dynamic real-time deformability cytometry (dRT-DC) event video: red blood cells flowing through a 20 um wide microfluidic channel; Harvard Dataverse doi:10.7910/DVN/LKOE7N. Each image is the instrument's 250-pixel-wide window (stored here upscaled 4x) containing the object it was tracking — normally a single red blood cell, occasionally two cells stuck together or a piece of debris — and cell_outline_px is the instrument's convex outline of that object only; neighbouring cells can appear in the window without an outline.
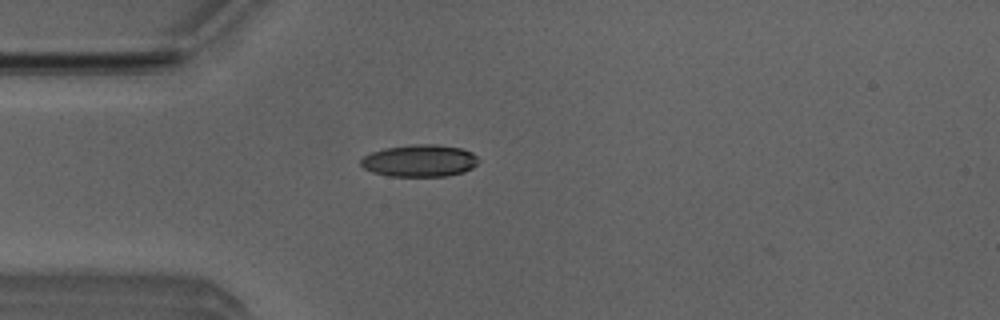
{"species": "Egyptian fruit bat (a non-hibernating species)", "species_latin": "Rousettus aegyptiacus", "temperature_condition": "room temperature", "stored_images_in_passage": 21, "camera_frame_rate_fps": 3000, "um_per_image_px": 0.085, "animal": {"sex": "male"}, "frame": {"image": 1, "passage_image": 1, "time_ms": 0.0, "image_size_px": [1000, 320], "cell_outline_px": [[480, 160], [472, 168], [464, 172], [448, 176], [388, 176], [372, 172], [364, 168], [360, 164], [360, 160], [364, 156], [372, 152], [384, 148], [412, 144], [436, 144], [460, 148], [472, 152]], "centroid_in_image_um": [35.67, 13.66], "position_along_channel_um": 49.3, "area_um2": 22.14}}
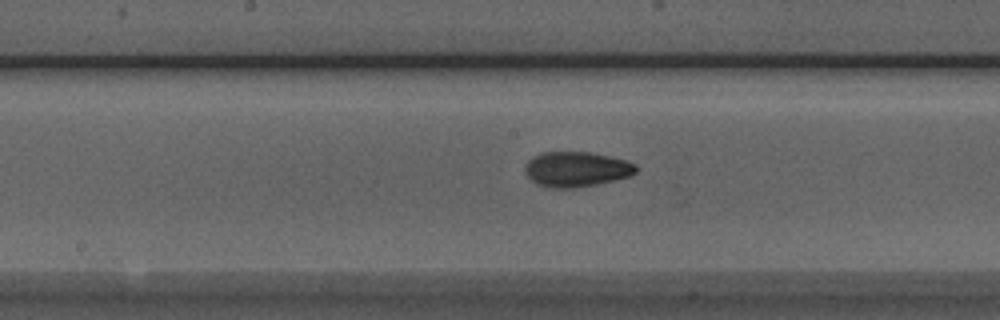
{"frame": {"image": 2, "passage_image": 13, "time_ms": 4.0, "image_size_px": [1000, 320], "cell_outline_px": [[636, 172], [628, 176], [596, 184], [572, 188], [548, 188], [536, 184], [524, 172], [524, 168], [528, 160], [532, 156], [540, 152], [588, 152], [608, 156], [624, 160], [636, 164]], "centroid_in_image_um": [48.92, 14.38], "position_along_channel_um": 199.3, "area_um2": 22.6}}
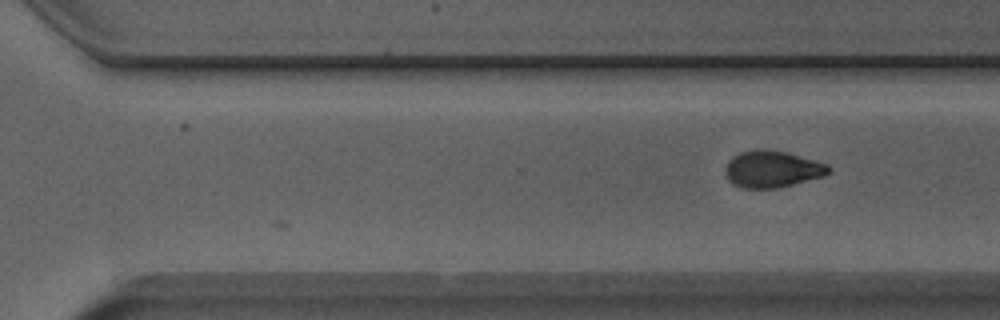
{"frame": {"image": 3, "passage_image": 21, "time_ms": 6.667, "image_size_px": [1000, 320], "cell_outline_px": [[832, 168], [824, 176], [780, 188], [740, 188], [732, 184], [728, 180], [724, 172], [724, 168], [728, 160], [732, 156], [740, 152], [756, 148], [764, 148], [788, 152], [824, 164]], "centroid_in_image_um": [65.56, 14.37], "position_along_channel_um": 305.0, "area_um2": 22.43}}